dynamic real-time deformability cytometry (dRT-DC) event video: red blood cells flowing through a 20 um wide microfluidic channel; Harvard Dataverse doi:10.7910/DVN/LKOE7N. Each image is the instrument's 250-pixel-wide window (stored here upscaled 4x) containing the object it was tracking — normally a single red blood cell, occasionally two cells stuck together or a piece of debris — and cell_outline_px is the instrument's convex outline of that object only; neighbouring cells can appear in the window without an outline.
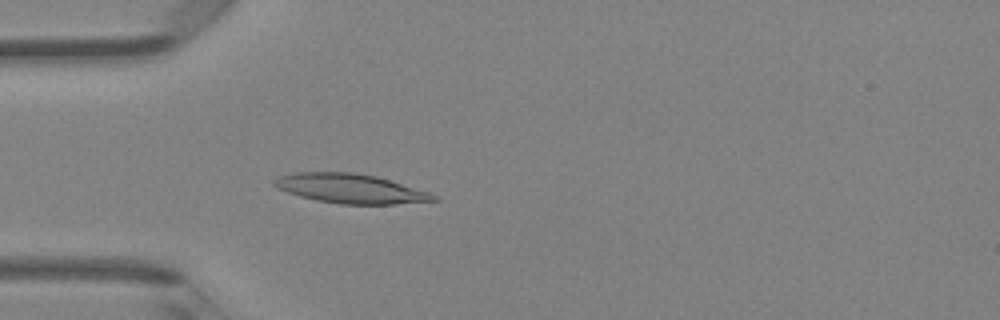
{"species": "Egyptian fruit bat (a non-hibernating species)", "species_latin": "Rousettus aegyptiacus", "temperature_condition": "room temperature", "stored_images_in_passage": 46, "camera_frame_rate_fps": 3000, "um_per_image_px": 0.085, "animal": {"sex": "female"}, "frame": {"image": 1, "passage_image": 13, "time_ms": 4.0, "image_size_px": [1000, 320], "cell_outline_px": [[440, 200], [392, 204], [340, 204], [316, 200], [300, 196], [288, 192], [272, 184], [272, 180], [280, 176], [296, 172], [352, 172], [376, 176], [428, 192], [436, 196]], "centroid_in_image_um": [29.76, 16.03], "position_along_channel_um": 55.2, "area_um2": 26.93}}
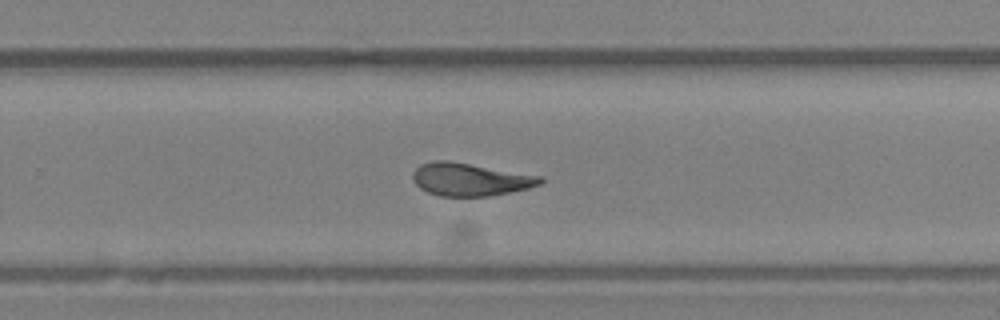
{"frame": {"image": 2, "passage_image": 30, "time_ms": 9.667, "image_size_px": [1000, 320], "cell_outline_px": [[544, 180], [540, 184], [528, 188], [488, 196], [440, 196], [428, 192], [420, 188], [412, 180], [412, 172], [420, 164], [432, 160], [448, 160], [544, 176]], "centroid_in_image_um": [39.95, 15.23], "position_along_channel_um": 289.9, "area_um2": 24.51}}
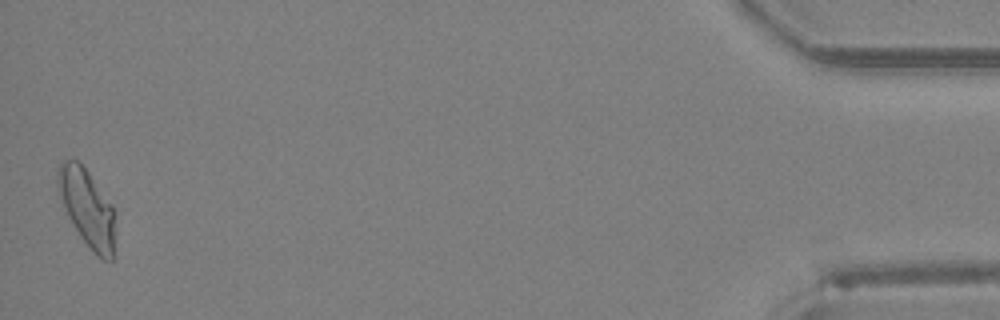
{"frame": {"image": 3, "passage_image": 46, "time_ms": 15.0, "image_size_px": [1000, 320], "cell_outline_px": [[112, 260], [104, 260], [92, 252], [80, 236], [68, 216], [60, 196], [56, 184], [56, 172], [60, 164], [64, 160], [76, 160], [88, 172], [112, 204]], "centroid_in_image_um": [7.34, 17.63], "position_along_channel_um": 427.9, "area_um2": 24.97}, "authors_computed_cell_mechanics": {"area_um2": 24.9407, "velocity_mm_per_s": 4.2739, "shape_relaxation_time_tau1_ms": 6.7494, "shape_relaxation_time_tau2_ms": 2.2202, "deformation_change_tau1": 0.208, "deformation_change_tau2": 0.0943}}